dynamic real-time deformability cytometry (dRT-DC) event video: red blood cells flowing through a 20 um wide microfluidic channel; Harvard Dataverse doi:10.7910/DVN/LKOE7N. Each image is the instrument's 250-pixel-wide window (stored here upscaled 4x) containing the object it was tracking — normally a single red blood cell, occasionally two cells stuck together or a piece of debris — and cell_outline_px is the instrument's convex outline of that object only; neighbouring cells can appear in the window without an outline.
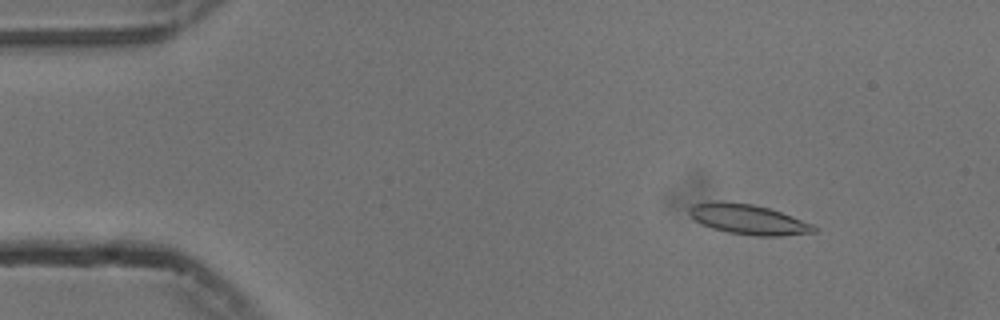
{"species": "common noctule bat (a hibernating species)", "species_latin": "Nyctalus noctula", "temperature_condition": "cold", "stored_images_in_passage": 54, "camera_frame_rate_fps": 3000, "um_per_image_px": 0.085, "animal": {"sex": "male", "body_mass_g": 13.3}, "frame": {"image": 1, "passage_image": 7, "time_ms": 2.0, "image_size_px": [1000, 320], "cell_outline_px": [[816, 232], [780, 236], [756, 236], [728, 232], [712, 228], [696, 220], [688, 212], [688, 208], [692, 204], [712, 200], [724, 200], [752, 204], [768, 208], [792, 216], [812, 224], [816, 228]], "centroid_in_image_um": [63.57, 18.62], "position_along_channel_um": 21.4, "area_um2": 21.85}}
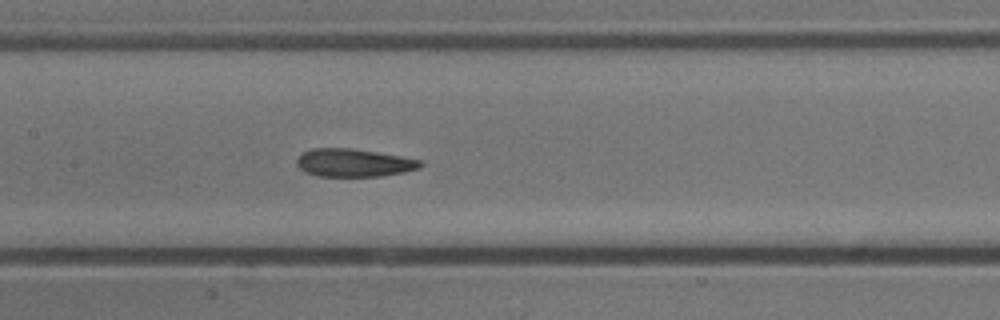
{"frame": {"image": 2, "passage_image": 26, "time_ms": 8.333, "image_size_px": [1000, 320], "cell_outline_px": [[424, 164], [420, 168], [404, 172], [380, 176], [316, 176], [304, 172], [296, 164], [296, 160], [304, 152], [312, 148], [348, 148], [376, 152], [400, 156], [420, 160]], "centroid_in_image_um": [30.06, 13.84], "position_along_channel_um": 177.3, "area_um2": 20.06}}
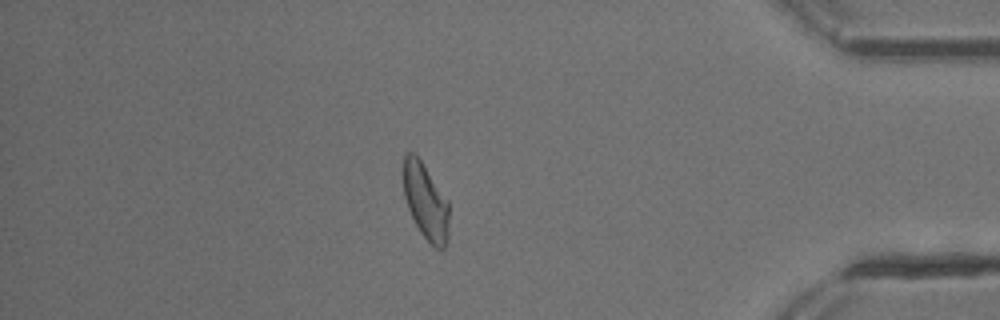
{"frame": {"image": 3, "passage_image": 47, "time_ms": 15.333, "image_size_px": [1000, 320], "cell_outline_px": [[448, 240], [444, 248], [436, 248], [420, 232], [408, 208], [404, 196], [404, 156], [408, 152], [412, 152], [420, 160], [448, 200]], "centroid_in_image_um": [36.19, 17.15], "position_along_channel_um": 399.0, "area_um2": 19.77}, "authors_computed_cell_mechanics": {"area_um2": 21.0392, "velocity_mm_per_s": 3.7342, "shape_relaxation_time_tau1_ms": 6.9322, "shape_relaxation_time_tau2_ms": 1.9362, "deformation_change_tau1": 0.1551, "deformation_change_tau2": 0.0929}}